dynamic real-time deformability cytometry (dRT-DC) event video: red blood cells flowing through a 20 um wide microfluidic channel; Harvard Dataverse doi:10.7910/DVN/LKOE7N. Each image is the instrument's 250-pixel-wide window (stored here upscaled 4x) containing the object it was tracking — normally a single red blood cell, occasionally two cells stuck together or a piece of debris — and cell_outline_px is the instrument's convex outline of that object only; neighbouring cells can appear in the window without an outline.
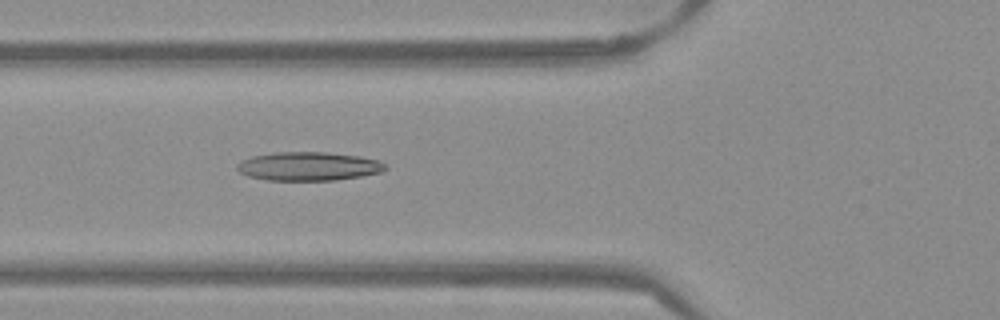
{"species": "Egyptian fruit bat (a non-hibernating species)", "species_latin": "Rousettus aegyptiacus", "temperature_condition": "warm", "stored_images_in_passage": 40, "camera_frame_rate_fps": 3000, "um_per_image_px": 0.085, "frame": {"image": 1, "passage_image": 7, "time_ms": 2.0, "image_size_px": [1000, 320], "cell_outline_px": [[388, 168], [380, 172], [360, 176], [336, 180], [268, 180], [248, 176], [240, 172], [236, 168], [236, 164], [252, 156], [272, 152], [328, 152], [360, 156], [380, 160], [388, 164]], "centroid_in_image_um": [26.26, 14.12], "position_along_channel_um": 99.5, "area_um2": 24.91}}
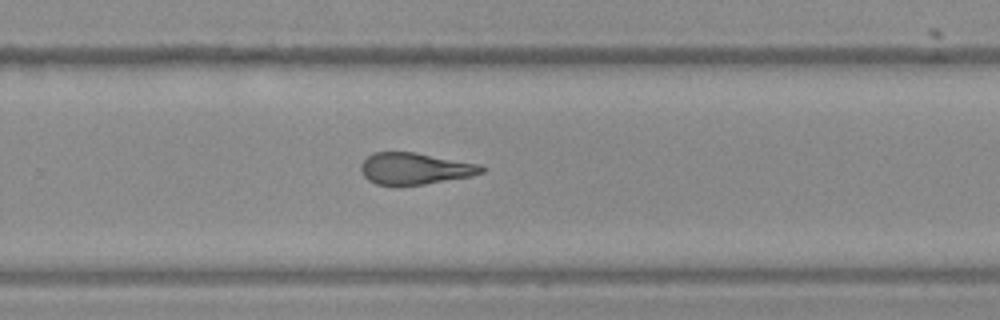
{"frame": {"image": 2, "passage_image": 22, "time_ms": 7.0, "image_size_px": [1000, 320], "cell_outline_px": [[484, 172], [472, 176], [424, 184], [396, 188], [376, 184], [368, 180], [360, 172], [360, 164], [372, 152], [416, 152], [480, 164], [484, 168]], "centroid_in_image_um": [35.22, 14.35], "position_along_channel_um": 294.6, "area_um2": 22.83}}
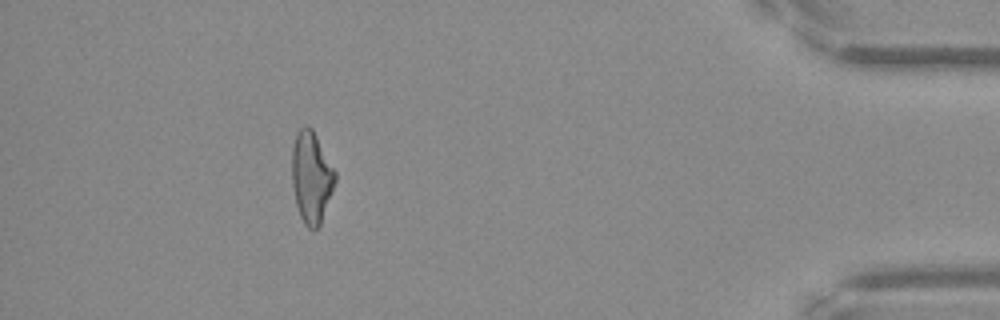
{"frame": {"image": 3, "passage_image": 35, "time_ms": 11.333, "image_size_px": [1000, 320], "cell_outline_px": [[336, 180], [320, 224], [316, 228], [308, 228], [304, 224], [300, 216], [296, 204], [292, 184], [292, 148], [296, 132], [304, 124], [308, 124], [312, 128], [336, 172]], "centroid_in_image_um": [26.45, 15.02], "position_along_channel_um": 408.7, "area_um2": 22.95}, "authors_computed_cell_mechanics": {"area_um2": 23.2356, "velocity_mm_per_s": 3.8942, "shape_relaxation_time_tau1_ms": null, "shape_relaxation_time_tau2_ms": 3.12, "deformation_change_tau1": null, "deformation_change_tau2": 0.1414}}